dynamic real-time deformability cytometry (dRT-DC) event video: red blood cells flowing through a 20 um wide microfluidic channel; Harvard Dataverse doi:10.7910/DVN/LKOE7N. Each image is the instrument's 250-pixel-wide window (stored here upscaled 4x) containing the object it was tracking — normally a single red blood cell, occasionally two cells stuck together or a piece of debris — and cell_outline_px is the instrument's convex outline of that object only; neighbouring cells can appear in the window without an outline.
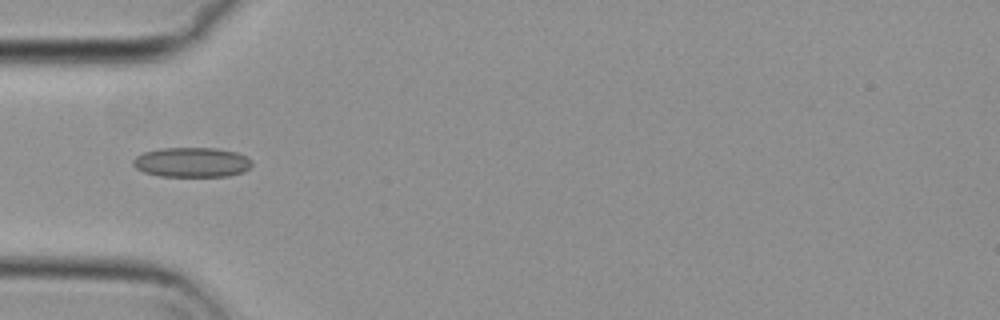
{"species": "common noctule bat (a hibernating species)", "species_latin": "Nyctalus noctula", "temperature_condition": "cold", "stored_images_in_passage": 6, "camera_frame_rate_fps": 3000, "um_per_image_px": 0.085, "animal": {"sex": "female", "body_mass_g": 29.2, "forearm_length_mm": 56.3}, "frame": {"image": 1, "passage_image": 1, "time_ms": 0.0, "image_size_px": [1000, 320], "cell_outline_px": [[252, 164], [244, 172], [228, 176], [160, 176], [144, 172], [136, 168], [132, 164], [132, 160], [136, 156], [144, 152], [160, 148], [216, 148], [236, 152], [252, 160]], "centroid_in_image_um": [16.29, 13.79], "position_along_channel_um": 68.7, "area_um2": 20.63}}
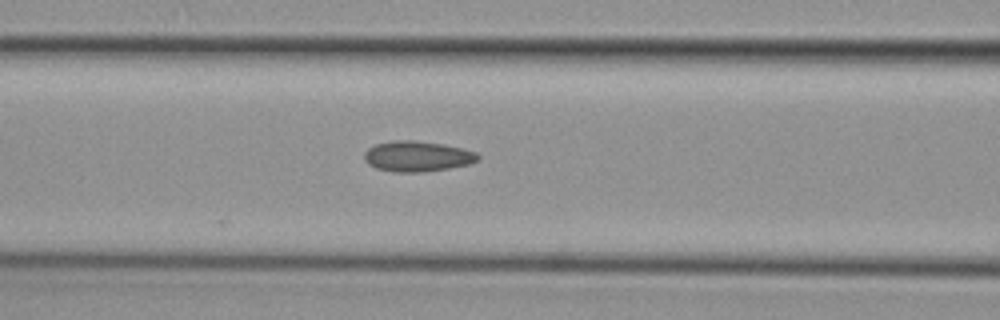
{"frame": {"image": 2, "passage_image": 6, "time_ms": 1.667, "image_size_px": [1000, 320], "cell_outline_px": [[480, 156], [476, 160], [468, 164], [448, 168], [420, 172], [392, 172], [376, 168], [368, 164], [364, 160], [364, 152], [368, 148], [376, 144], [396, 140], [412, 140], [444, 144], [476, 152]], "centroid_in_image_um": [35.42, 13.28], "position_along_channel_um": 131.2, "area_um2": 20.06}}